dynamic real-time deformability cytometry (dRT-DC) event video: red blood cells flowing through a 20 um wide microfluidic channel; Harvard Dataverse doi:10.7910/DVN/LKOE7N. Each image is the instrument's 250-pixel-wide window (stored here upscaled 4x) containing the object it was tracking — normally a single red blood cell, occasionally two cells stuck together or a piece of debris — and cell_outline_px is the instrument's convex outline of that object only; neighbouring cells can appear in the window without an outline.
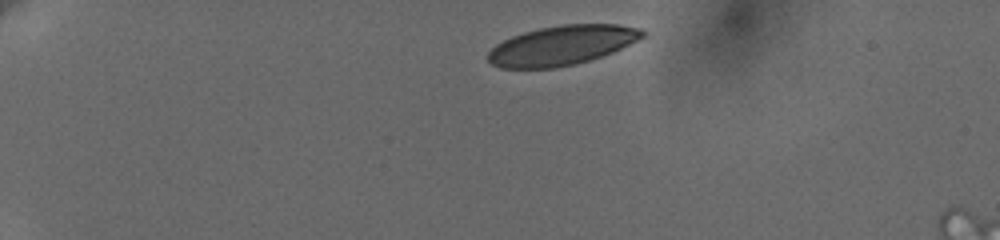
{"species": "human", "species_latin": "Homo sapiens", "temperature_condition": "cold", "stored_images_in_passage": 46, "camera_frame_rate_fps": 3000, "um_per_image_px": 0.085, "donor": {"sex": "female"}, "frame": {"image": 1, "passage_image": 1, "time_ms": 0.0, "image_size_px": [1000, 240], "cell_outline_px": [[648, 32], [644, 36], [612, 52], [588, 60], [572, 64], [552, 68], [500, 68], [492, 64], [488, 60], [488, 52], [496, 44], [512, 36], [524, 32], [540, 28], [560, 24], [616, 24], [640, 28]], "centroid_in_image_um": [47.74, 3.84], "position_along_channel_um": 37.3, "area_um2": 35.2}}
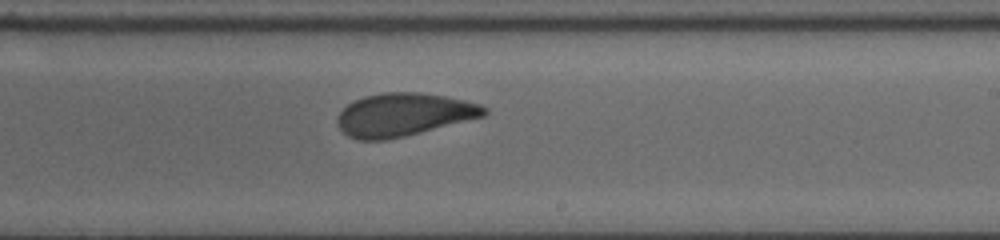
{"frame": {"image": 2, "passage_image": 26, "time_ms": 8.333, "image_size_px": [1000, 240], "cell_outline_px": [[488, 112], [484, 116], [404, 136], [384, 140], [356, 140], [348, 136], [340, 128], [336, 120], [340, 112], [348, 104], [364, 96], [384, 92], [420, 92], [444, 96], [464, 100], [480, 104], [488, 108]], "centroid_in_image_um": [34.3, 9.74], "position_along_channel_um": 254.7, "area_um2": 36.53}}
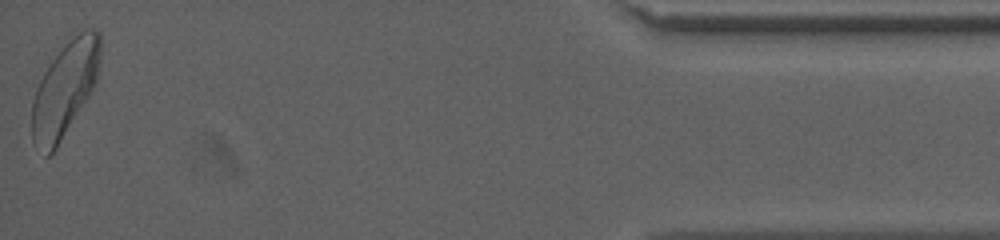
{"frame": {"image": 3, "passage_image": 46, "time_ms": 15.0, "image_size_px": [1000, 240], "cell_outline_px": [[100, 60], [96, 80], [88, 96], [56, 148], [48, 156], [44, 156], [32, 144], [32, 100], [36, 88], [44, 72], [52, 60], [68, 40], [84, 28], [92, 28], [100, 32]], "centroid_in_image_um": [5.49, 7.58], "position_along_channel_um": 429.7, "area_um2": 37.4}, "authors_computed_cell_mechanics": {"area_um2": 37.0209, "velocity_mm_per_s": 3.6212, "shape_relaxation_time_tau1_ms": 3.8708, "shape_relaxation_time_tau2_ms": 1.419, "deformation_change_tau1": 0.1303, "deformation_change_tau2": 0.0642}}